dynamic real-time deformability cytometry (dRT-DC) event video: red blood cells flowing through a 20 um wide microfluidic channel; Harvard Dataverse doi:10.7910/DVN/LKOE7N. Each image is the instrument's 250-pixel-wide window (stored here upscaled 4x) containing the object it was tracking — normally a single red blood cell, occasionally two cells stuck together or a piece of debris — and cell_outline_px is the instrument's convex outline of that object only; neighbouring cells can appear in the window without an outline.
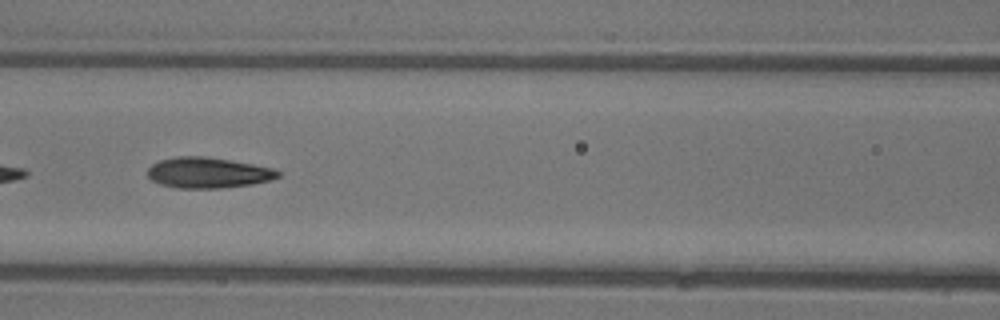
{"species": "common noctule bat (a hibernating species)", "species_latin": "Nyctalus noctula", "temperature_condition": "warm", "stored_images_in_passage": 41, "camera_frame_rate_fps": 3000, "um_per_image_px": 0.085, "animal": {"sex": "female"}, "frame": {"image": 1, "passage_image": 15, "time_ms": 4.667, "image_size_px": [1000, 320], "cell_outline_px": [[280, 176], [268, 180], [252, 184], [224, 188], [176, 188], [160, 184], [152, 180], [148, 176], [148, 168], [152, 164], [160, 160], [176, 156], [204, 156], [252, 164], [272, 168], [280, 172]], "centroid_in_image_um": [17.65, 14.68], "position_along_channel_um": 149.0, "area_um2": 23.18}}
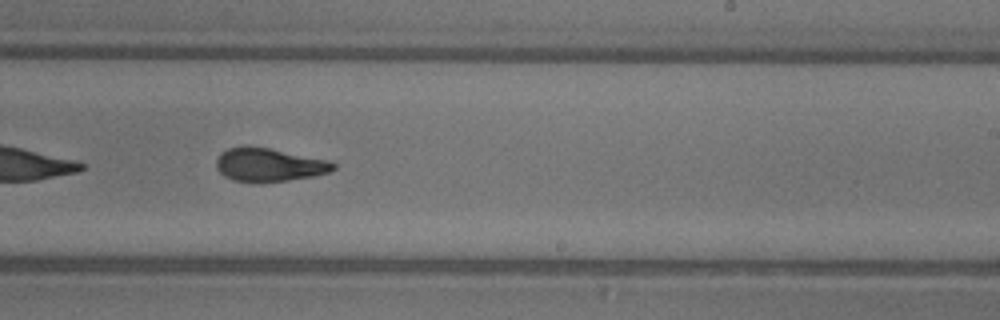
{"frame": {"image": 2, "passage_image": 23, "time_ms": 7.333, "image_size_px": [1000, 320], "cell_outline_px": [[336, 168], [328, 172], [312, 176], [288, 180], [232, 180], [224, 176], [216, 168], [216, 160], [220, 152], [228, 148], [268, 148], [332, 160], [336, 164]], "centroid_in_image_um": [22.91, 13.99], "position_along_channel_um": 266.1, "area_um2": 22.02}}
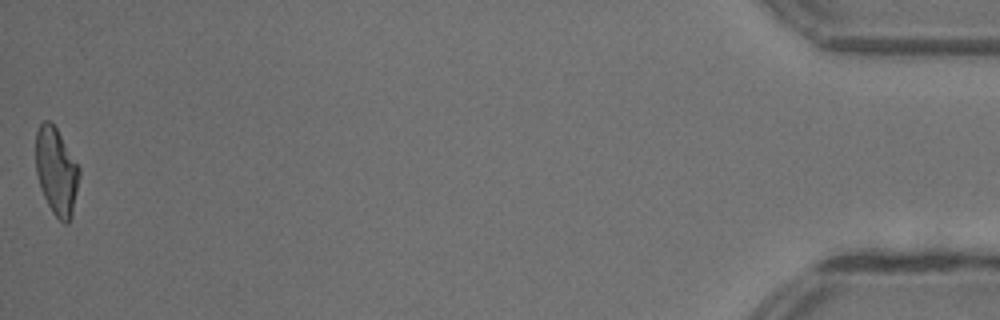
{"frame": {"image": 3, "passage_image": 41, "time_ms": 13.333, "image_size_px": [1000, 320], "cell_outline_px": [[80, 176], [72, 216], [68, 224], [64, 224], [52, 212], [44, 196], [36, 172], [36, 132], [40, 124], [44, 120], [48, 120], [56, 128], [80, 168]], "centroid_in_image_um": [4.81, 14.58], "position_along_channel_um": 430.4, "area_um2": 21.96}, "authors_computed_cell_mechanics": {"area_um2": 22.9466, "velocity_mm_per_s": 4.4133, "shape_relaxation_time_tau1_ms": 5.534, "shape_relaxation_time_tau2_ms": 1.4729, "deformation_change_tau1": 0.2141, "deformation_change_tau2": 0.0871}}